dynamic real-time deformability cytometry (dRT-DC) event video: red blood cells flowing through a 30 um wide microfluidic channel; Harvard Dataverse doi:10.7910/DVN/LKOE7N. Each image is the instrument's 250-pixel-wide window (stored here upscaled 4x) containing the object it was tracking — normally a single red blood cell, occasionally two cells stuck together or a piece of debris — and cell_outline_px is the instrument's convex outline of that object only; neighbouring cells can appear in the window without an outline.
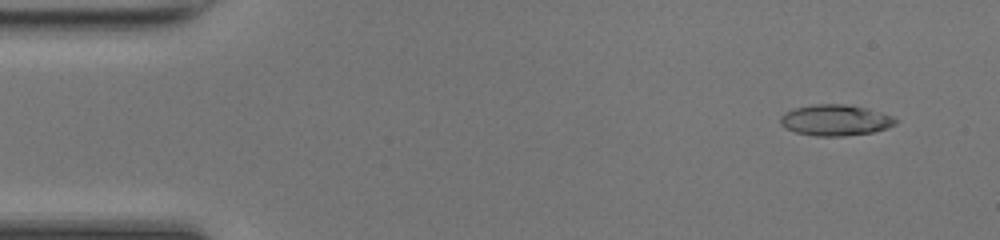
{"species": "common noctule bat (a hibernating species)", "species_latin": "Nyctalus noctula", "temperature_condition": "room temperature", "stored_images_in_passage": 48, "camera_frame_rate_fps": 3000, "um_per_image_px": 0.085, "animal": {"sex": "female", "body_mass_g": 17.0, "forearm_length_mm": 48.0}, "frame": {"image": 1, "passage_image": 4, "time_ms": 1.0, "image_size_px": [1000, 240], "cell_outline_px": [[896, 124], [888, 128], [872, 132], [844, 136], [816, 136], [796, 132], [784, 128], [780, 124], [780, 116], [784, 112], [796, 108], [812, 104], [844, 104], [868, 108], [892, 116], [896, 120]], "centroid_in_image_um": [70.98, 10.21], "position_along_channel_um": 14.0, "area_um2": 20.87}}
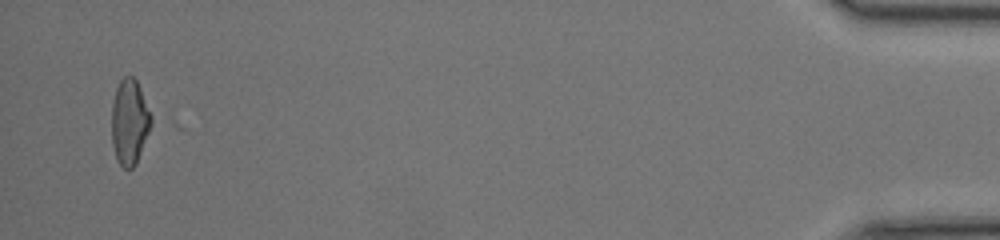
{"frame": {"image": 2, "passage_image": 47, "time_ms": 15.333, "image_size_px": [1000, 240], "cell_outline_px": [[152, 124], [136, 164], [132, 168], [124, 168], [116, 160], [112, 144], [112, 104], [116, 88], [120, 80], [124, 76], [132, 76], [136, 80], [140, 88], [152, 116]], "centroid_in_image_um": [11.01, 10.37], "position_along_channel_um": 424.2, "area_um2": 19.65}}